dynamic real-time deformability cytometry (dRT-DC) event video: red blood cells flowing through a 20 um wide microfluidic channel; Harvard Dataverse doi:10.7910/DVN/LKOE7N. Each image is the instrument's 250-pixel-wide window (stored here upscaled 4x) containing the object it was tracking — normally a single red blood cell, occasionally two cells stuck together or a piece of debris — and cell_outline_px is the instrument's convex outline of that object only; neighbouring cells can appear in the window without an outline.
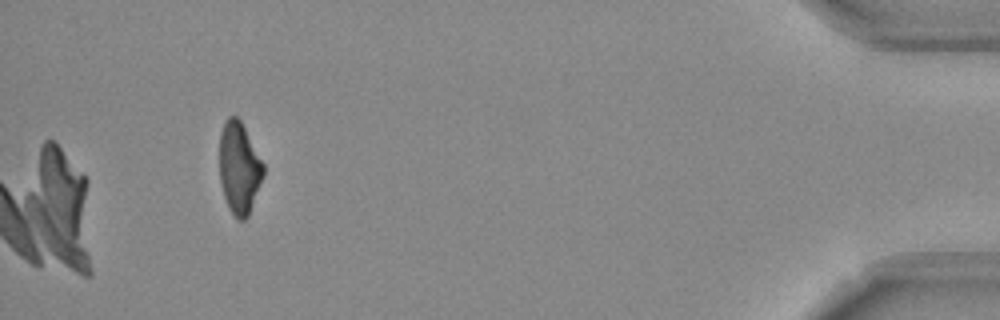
{"species": "Egyptian fruit bat (a non-hibernating species)", "species_latin": "Rousettus aegyptiacus", "temperature_condition": "room temperature", "stored_images_in_passage": 46, "camera_frame_rate_fps": 3000, "um_per_image_px": 0.085, "frame": {"image": 1, "passage_image": 46, "time_ms": 15.0, "image_size_px": [1000, 320], "cell_outline_px": [[264, 176], [248, 216], [244, 220], [236, 220], [228, 208], [224, 196], [220, 180], [220, 132], [224, 120], [228, 116], [236, 116], [240, 120], [264, 164]], "centroid_in_image_um": [20.33, 14.29], "position_along_channel_um": 414.9, "area_um2": 23.52}}